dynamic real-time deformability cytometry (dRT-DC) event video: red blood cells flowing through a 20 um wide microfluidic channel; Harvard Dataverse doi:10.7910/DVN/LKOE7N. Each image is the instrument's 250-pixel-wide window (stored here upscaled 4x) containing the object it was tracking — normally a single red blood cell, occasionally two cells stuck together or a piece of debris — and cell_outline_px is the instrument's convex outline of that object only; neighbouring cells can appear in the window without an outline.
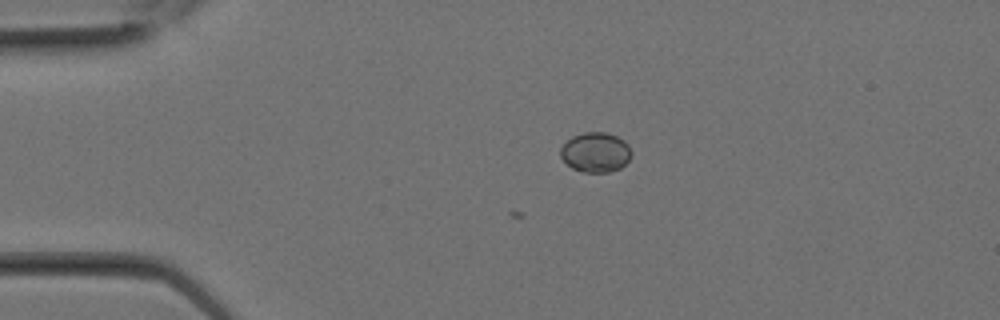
{"species": "Egyptian fruit bat (a non-hibernating species)", "species_latin": "Rousettus aegyptiacus", "temperature_condition": "room temperature", "stored_images_in_passage": 23, "camera_frame_rate_fps": 3000, "um_per_image_px": 0.085, "animal": {"sex": "female"}, "frame": {"image": 1, "passage_image": 2, "time_ms": 0.333, "image_size_px": [1000, 320], "cell_outline_px": [[632, 152], [628, 160], [620, 168], [608, 172], [584, 172], [572, 168], [560, 156], [560, 148], [572, 136], [584, 132], [604, 132], [616, 136], [624, 140], [628, 144]], "centroid_in_image_um": [50.62, 12.94], "position_along_channel_um": 34.4, "area_um2": 16.36}}
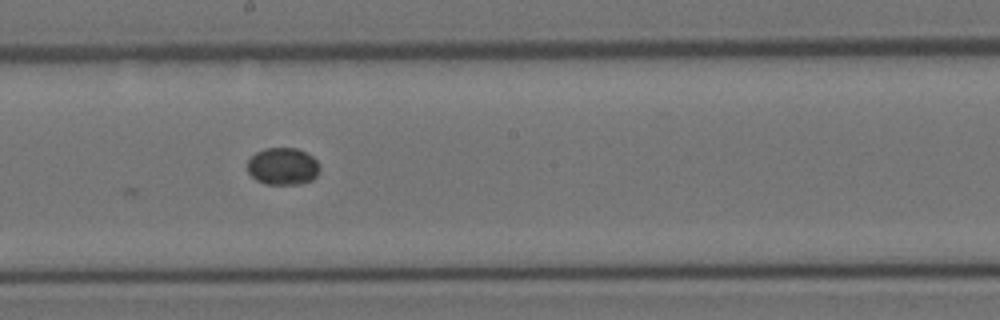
{"frame": {"image": 2, "passage_image": 11, "time_ms": 3.333, "image_size_px": [1000, 320], "cell_outline_px": [[320, 168], [316, 176], [312, 180], [300, 184], [264, 184], [256, 180], [248, 172], [248, 160], [256, 152], [264, 148], [296, 148], [312, 156], [320, 164]], "centroid_in_image_um": [24.04, 14.14], "position_along_channel_um": 224.2, "area_um2": 15.72}}
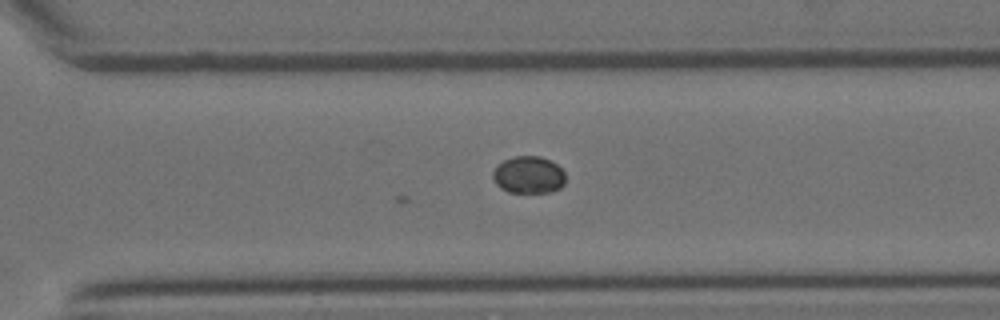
{"frame": {"image": 3, "passage_image": 15, "time_ms": 4.667, "image_size_px": [1000, 320], "cell_outline_px": [[564, 184], [560, 188], [552, 192], [508, 192], [500, 188], [492, 180], [492, 172], [496, 164], [512, 156], [540, 156], [556, 164], [564, 172]], "centroid_in_image_um": [44.88, 14.86], "position_along_channel_um": 325.7, "area_um2": 15.9}}